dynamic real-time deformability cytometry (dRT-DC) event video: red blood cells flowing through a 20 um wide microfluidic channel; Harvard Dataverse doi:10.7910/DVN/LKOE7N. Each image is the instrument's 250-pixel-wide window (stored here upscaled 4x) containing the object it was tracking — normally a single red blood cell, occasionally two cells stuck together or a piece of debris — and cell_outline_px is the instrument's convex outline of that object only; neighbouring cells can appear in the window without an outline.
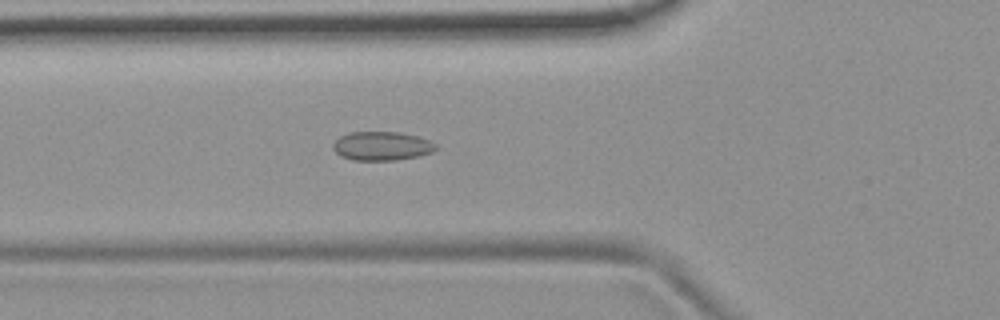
{"species": "common noctule bat (a hibernating species)", "species_latin": "Nyctalus noctula", "temperature_condition": "room temperature", "stored_images_in_passage": 53, "camera_frame_rate_fps": 3000, "um_per_image_px": 0.085, "animal": {"sex": "female", "body_mass_g": 19.9}, "frame": {"image": 1, "passage_image": 19, "time_ms": 6.0, "image_size_px": [1000, 320], "cell_outline_px": [[436, 148], [432, 152], [420, 156], [396, 160], [352, 160], [340, 156], [332, 148], [332, 144], [340, 136], [348, 132], [400, 132], [420, 136], [432, 140], [436, 144]], "centroid_in_image_um": [32.47, 12.4], "position_along_channel_um": 93.3, "area_um2": 17.57}}
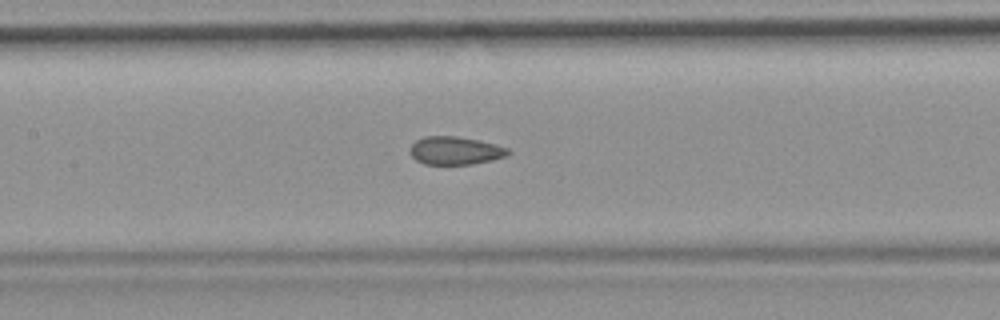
{"frame": {"image": 2, "passage_image": 25, "time_ms": 8.0, "image_size_px": [1000, 320], "cell_outline_px": [[512, 152], [508, 156], [492, 160], [472, 164], [424, 164], [416, 160], [408, 152], [408, 148], [416, 140], [424, 136], [456, 136], [480, 140], [508, 148]], "centroid_in_image_um": [38.69, 12.8], "position_along_channel_um": 168.7, "area_um2": 16.24}}
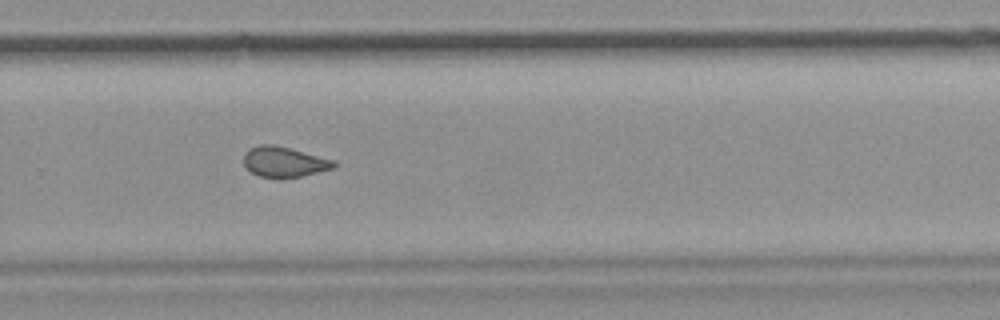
{"frame": {"image": 3, "passage_image": 36, "time_ms": 11.667, "image_size_px": [1000, 320], "cell_outline_px": [[340, 164], [332, 168], [300, 176], [280, 180], [260, 176], [244, 168], [244, 152], [260, 144], [272, 144], [336, 160]], "centroid_in_image_um": [24.15, 13.78], "position_along_channel_um": 305.7, "area_um2": 16.13}, "authors_computed_cell_mechanics": {"area_um2": 16.7042, "velocity_mm_per_s": 3.7499, "shape_relaxation_time_tau1_ms": null, "shape_relaxation_time_tau2_ms": 1.3972, "deformation_change_tau1": null, "deformation_change_tau2": 0.0639}}